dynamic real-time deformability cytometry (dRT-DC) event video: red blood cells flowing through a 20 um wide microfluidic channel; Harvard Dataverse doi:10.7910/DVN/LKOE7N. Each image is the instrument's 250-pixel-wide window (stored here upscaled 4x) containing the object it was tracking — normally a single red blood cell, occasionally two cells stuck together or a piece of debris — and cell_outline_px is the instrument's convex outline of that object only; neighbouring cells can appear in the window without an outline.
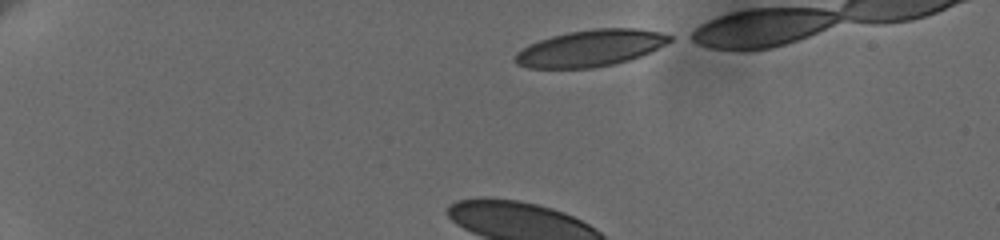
{"species": "human", "species_latin": "Homo sapiens", "temperature_condition": "cold", "stored_images_in_passage": 39, "camera_frame_rate_fps": 3000, "um_per_image_px": 0.085, "donor": {"sex": "female"}, "frame": {"image": 1, "passage_image": 1, "time_ms": 0.0, "image_size_px": [1000, 240], "cell_outline_px": [[672, 40], [640, 56], [628, 60], [612, 64], [592, 68], [528, 68], [516, 64], [512, 60], [512, 56], [516, 52], [528, 44], [552, 36], [568, 32], [592, 28], [636, 28], [660, 32], [672, 36]], "centroid_in_image_um": [50.11, 4.09], "position_along_channel_um": 34.9, "area_um2": 32.95}}
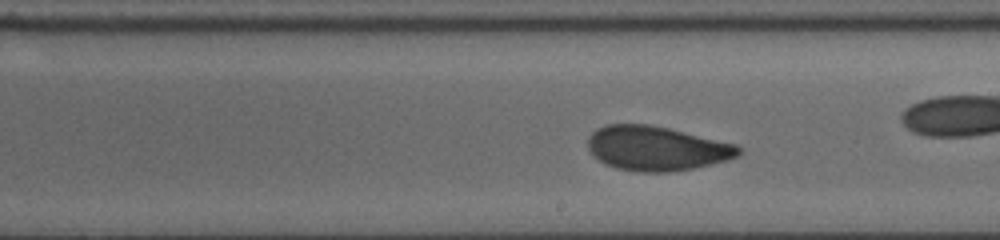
{"frame": {"image": 2, "passage_image": 23, "time_ms": 7.333, "image_size_px": [1000, 240], "cell_outline_px": [[744, 148], [740, 156], [728, 160], [712, 164], [672, 172], [640, 172], [616, 168], [604, 164], [588, 148], [588, 136], [596, 128], [604, 124], [648, 124], [668, 128], [736, 144]], "centroid_in_image_um": [55.83, 12.61], "position_along_channel_um": 233.2, "area_um2": 39.25}, "authors_computed_cell_mechanics": {"area_um2": 39.1884, "velocity_mm_per_s": 3.6184, "shape_relaxation_time_tau1_ms": 4.0693, "shape_relaxation_time_tau2_ms": 1.1679, "deformation_change_tau1": 0.1449, "deformation_change_tau2": 0.0683}}